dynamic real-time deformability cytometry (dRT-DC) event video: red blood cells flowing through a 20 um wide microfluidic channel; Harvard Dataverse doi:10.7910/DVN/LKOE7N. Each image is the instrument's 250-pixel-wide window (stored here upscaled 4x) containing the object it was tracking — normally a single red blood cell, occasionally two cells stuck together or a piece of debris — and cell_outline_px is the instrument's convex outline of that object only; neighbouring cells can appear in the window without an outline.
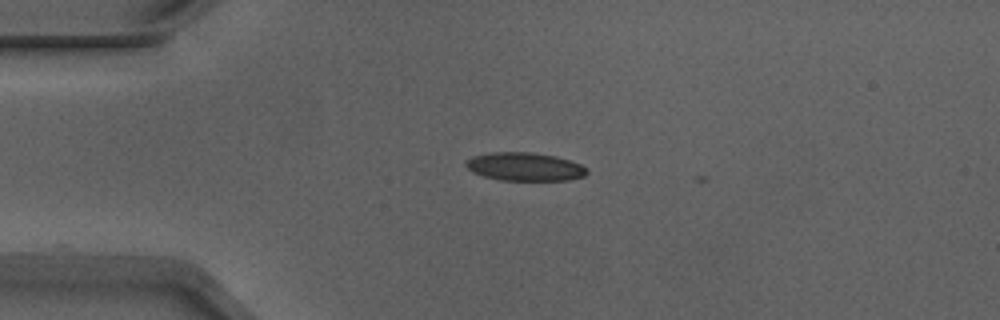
{"species": "Egyptian fruit bat (a non-hibernating species)", "species_latin": "Rousettus aegyptiacus", "temperature_condition": "warm", "stored_images_in_passage": 37, "camera_frame_rate_fps": 3000, "um_per_image_px": 0.085, "animal": {"sex": "male"}, "frame": {"image": 1, "passage_image": 1, "time_ms": 0.0, "image_size_px": [1000, 320], "cell_outline_px": [[588, 172], [584, 176], [568, 180], [500, 180], [484, 176], [472, 172], [464, 164], [464, 160], [472, 156], [488, 152], [532, 152], [556, 156], [580, 164]], "centroid_in_image_um": [44.54, 14.16], "position_along_channel_um": 40.5, "area_um2": 20.0}}
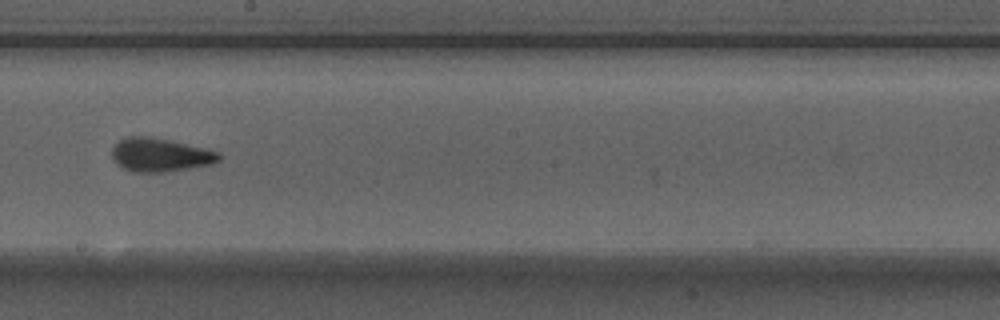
{"frame": {"image": 2, "passage_image": 18, "time_ms": 5.667, "image_size_px": [1000, 320], "cell_outline_px": [[220, 160], [212, 164], [164, 172], [132, 172], [120, 168], [116, 164], [112, 156], [112, 148], [120, 140], [128, 136], [144, 136], [168, 140], [208, 148], [220, 152]], "centroid_in_image_um": [13.61, 13.17], "position_along_channel_um": 234.6, "area_um2": 20.98}}
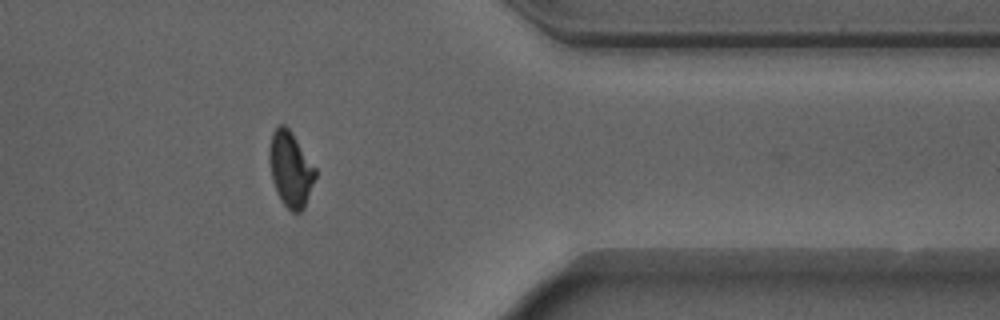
{"frame": {"image": 3, "passage_image": 31, "time_ms": 10.0, "image_size_px": [1000, 320], "cell_outline_px": [[316, 176], [304, 208], [300, 212], [292, 212], [280, 200], [272, 180], [268, 156], [268, 152], [272, 132], [280, 124], [284, 124], [292, 132], [316, 168]], "centroid_in_image_um": [24.69, 14.37], "position_along_channel_um": 386.7, "area_um2": 20.17}, "authors_computed_cell_mechanics": {"area_um2": 20.3456, "velocity_mm_per_s": 3.9058, "shape_relaxation_time_tau1_ms": 4.2214, "shape_relaxation_time_tau2_ms": 1.4815, "deformation_change_tau1": 0.1413, "deformation_change_tau2": 0.0907}}